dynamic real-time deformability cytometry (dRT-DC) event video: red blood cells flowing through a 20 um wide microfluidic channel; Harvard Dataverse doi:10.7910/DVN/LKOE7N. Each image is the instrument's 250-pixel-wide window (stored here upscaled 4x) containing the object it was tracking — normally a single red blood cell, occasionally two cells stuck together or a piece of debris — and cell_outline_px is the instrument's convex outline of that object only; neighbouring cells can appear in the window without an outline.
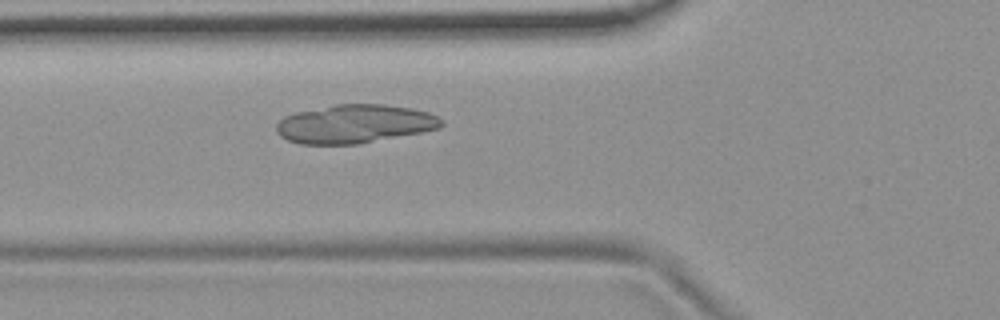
{"species": "common noctule bat (a hibernating species)", "species_latin": "Nyctalus noctula", "temperature_condition": "room temperature", "stored_images_in_passage": 52, "camera_frame_rate_fps": 3000, "um_per_image_px": 0.085, "animal": {"sex": "female", "body_mass_g": 19.9}, "frame": {"image": 1, "passage_image": 18, "time_ms": 5.667, "image_size_px": [1000, 320], "cell_outline_px": [[444, 124], [440, 128], [424, 132], [360, 144], [300, 144], [288, 140], [280, 136], [276, 132], [276, 124], [284, 116], [296, 112], [336, 104], [384, 104], [412, 108], [428, 112], [444, 120]], "centroid_in_image_um": [30.17, 10.54], "position_along_channel_um": 95.6, "area_um2": 37.4}}
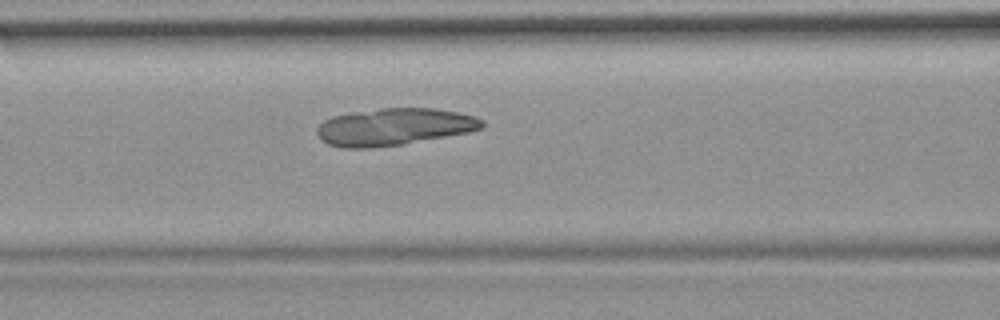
{"frame": {"image": 2, "passage_image": 21, "time_ms": 6.667, "image_size_px": [1000, 320], "cell_outline_px": [[484, 128], [468, 132], [400, 144], [372, 148], [344, 148], [328, 144], [320, 140], [316, 132], [316, 128], [324, 120], [332, 116], [352, 112], [380, 108], [436, 108], [476, 116], [484, 120]], "centroid_in_image_um": [33.47, 10.77], "position_along_channel_um": 133.1, "area_um2": 35.72}}
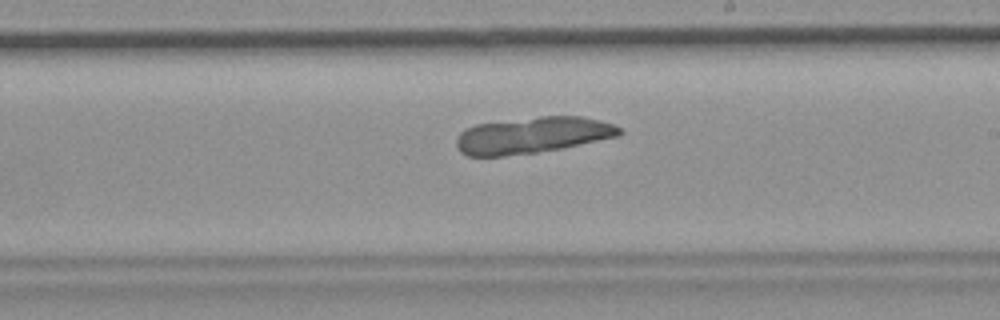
{"frame": {"image": 3, "passage_image": 30, "time_ms": 9.667, "image_size_px": [1000, 320], "cell_outline_px": [[624, 132], [620, 136], [560, 148], [536, 152], [504, 156], [468, 156], [460, 152], [456, 144], [456, 136], [464, 128], [476, 124], [540, 116], [580, 116], [600, 120], [612, 124], [620, 128]], "centroid_in_image_um": [45.24, 11.49], "position_along_channel_um": 243.8, "area_um2": 34.56}}